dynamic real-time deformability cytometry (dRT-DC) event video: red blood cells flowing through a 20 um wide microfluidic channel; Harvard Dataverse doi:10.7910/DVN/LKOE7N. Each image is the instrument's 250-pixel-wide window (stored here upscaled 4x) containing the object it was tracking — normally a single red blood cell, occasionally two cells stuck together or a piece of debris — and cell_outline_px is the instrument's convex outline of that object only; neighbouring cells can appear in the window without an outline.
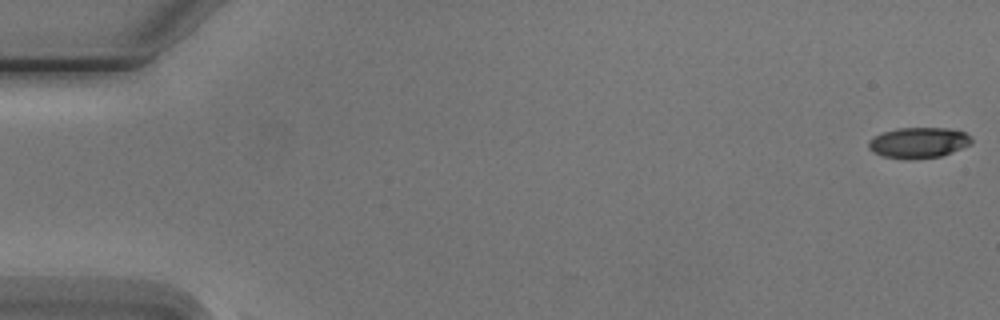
{"species": "Egyptian fruit bat (a non-hibernating species)", "species_latin": "Rousettus aegyptiacus", "temperature_condition": "cold", "stored_images_in_passage": 5, "camera_frame_rate_fps": 3000, "um_per_image_px": 0.085, "animal": {"sex": "male"}, "frame": {"image": 1, "passage_image": 1, "time_ms": 0.0, "image_size_px": [1000, 320], "cell_outline_px": [[972, 144], [952, 152], [940, 156], [908, 160], [884, 156], [872, 152], [868, 148], [868, 140], [884, 132], [896, 128], [948, 128], [964, 132], [972, 140]], "centroid_in_image_um": [78.06, 12.13], "position_along_channel_um": 6.9, "area_um2": 18.38}}
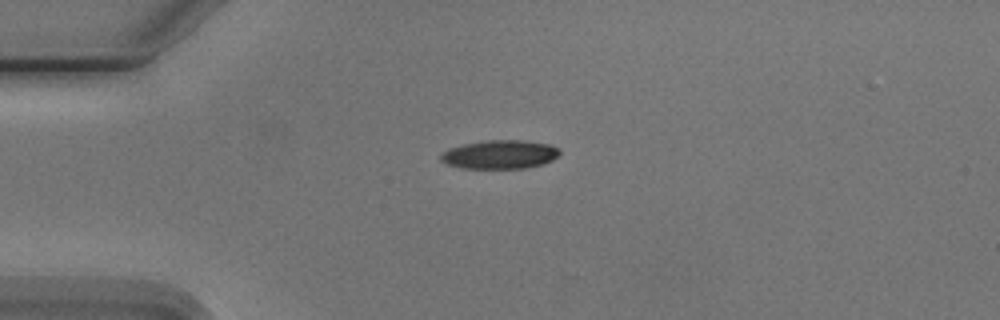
{"frame": {"image": 2, "passage_image": 4, "time_ms": 4.333, "image_size_px": [1000, 320], "cell_outline_px": [[560, 156], [552, 160], [540, 164], [524, 168], [460, 168], [448, 164], [440, 160], [440, 156], [448, 148], [464, 144], [484, 140], [524, 140], [552, 144], [560, 148]], "centroid_in_image_um": [42.52, 13.11], "position_along_channel_um": 42.5, "area_um2": 20.0}}